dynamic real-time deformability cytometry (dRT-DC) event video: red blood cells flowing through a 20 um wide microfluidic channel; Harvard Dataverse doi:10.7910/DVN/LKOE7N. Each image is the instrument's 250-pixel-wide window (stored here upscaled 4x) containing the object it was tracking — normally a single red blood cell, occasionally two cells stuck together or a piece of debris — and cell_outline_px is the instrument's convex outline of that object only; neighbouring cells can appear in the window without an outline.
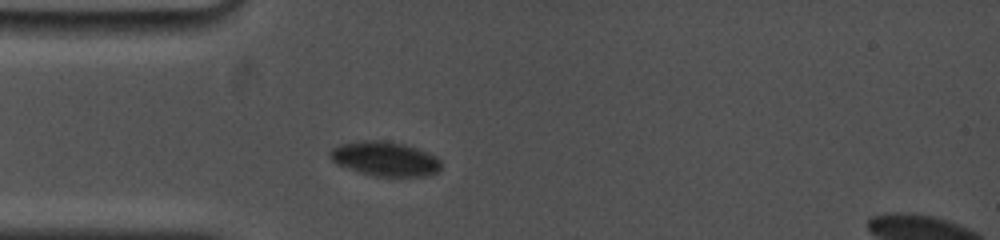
{"species": "common noctule bat (a hibernating species)", "species_latin": "Nyctalus noctula", "temperature_condition": "cold", "stored_images_in_passage": 2, "camera_frame_rate_fps": 5000, "um_per_image_px": 0.085, "animal": {"sex": "female", "body_mass_g": 19.0, "forearm_length_mm": 53.3}, "frame": {"image": 1, "passage_image": 2, "time_ms": 1.2, "image_size_px": [1000, 240], "cell_outline_px": [[440, 168], [436, 172], [424, 176], [376, 176], [360, 172], [348, 168], [332, 160], [328, 156], [328, 152], [332, 148], [340, 144], [360, 140], [384, 140], [404, 144], [416, 148], [436, 156], [440, 160]], "centroid_in_image_um": [32.7, 13.48], "position_along_channel_um": 52.3, "area_um2": 22.14}}